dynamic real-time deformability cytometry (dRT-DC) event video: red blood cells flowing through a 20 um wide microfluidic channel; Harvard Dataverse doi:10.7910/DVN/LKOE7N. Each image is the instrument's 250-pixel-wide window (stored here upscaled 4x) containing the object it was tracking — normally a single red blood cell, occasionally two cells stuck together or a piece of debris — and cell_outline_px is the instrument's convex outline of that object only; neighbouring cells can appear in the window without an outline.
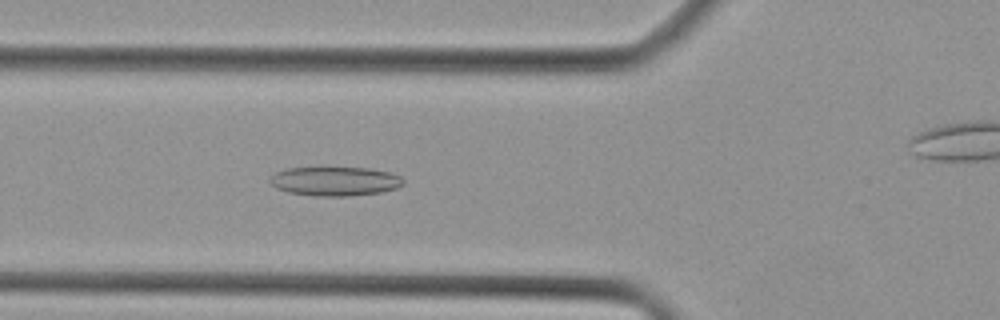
{"species": "Egyptian fruit bat (a non-hibernating species)", "species_latin": "Rousettus aegyptiacus", "temperature_condition": "cold", "stored_images_in_passage": 36, "camera_frame_rate_fps": 3000, "um_per_image_px": 0.085, "animal": {"sex": "female"}, "frame": {"image": 1, "passage_image": 14, "time_ms": 4.333, "image_size_px": [1000, 320], "cell_outline_px": [[404, 184], [396, 188], [380, 192], [348, 196], [316, 196], [288, 192], [276, 188], [268, 180], [276, 172], [288, 168], [320, 164], [368, 168], [392, 172], [400, 176], [404, 180]], "centroid_in_image_um": [28.45, 15.34], "position_along_channel_um": 97.3, "area_um2": 23.7}}
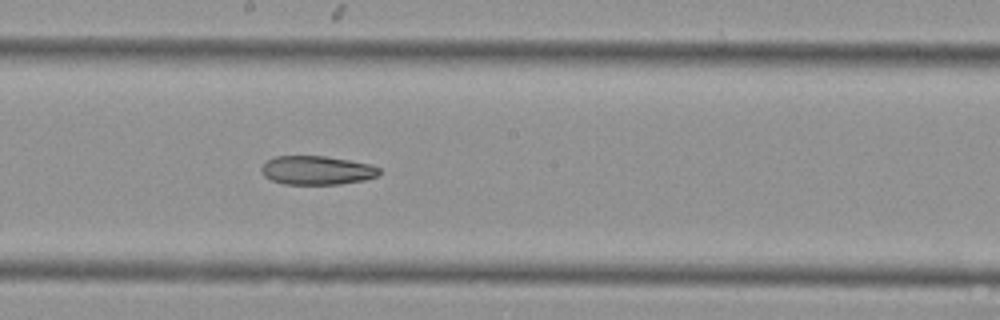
{"frame": {"image": 2, "passage_image": 22, "time_ms": 7.0, "image_size_px": [1000, 320], "cell_outline_px": [[380, 172], [376, 176], [364, 180], [340, 184], [284, 184], [272, 180], [264, 176], [260, 168], [268, 160], [276, 156], [324, 156], [372, 164], [380, 168]], "centroid_in_image_um": [26.94, 14.47], "position_along_channel_um": 221.3, "area_um2": 19.71}}
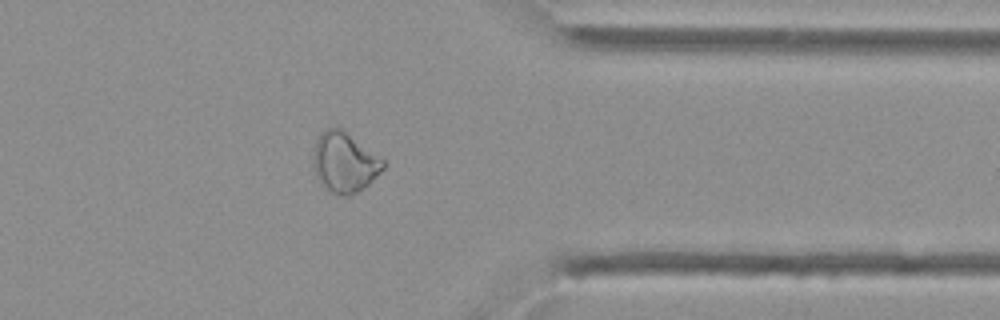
{"frame": {"image": 3, "passage_image": 33, "time_ms": 10.667, "image_size_px": [1000, 320], "cell_outline_px": [[384, 168], [368, 184], [356, 192], [348, 196], [344, 196], [328, 192], [320, 184], [312, 168], [312, 156], [316, 140], [320, 132], [324, 128], [340, 128], [384, 160]], "centroid_in_image_um": [29.21, 13.82], "position_along_channel_um": 382.2, "area_um2": 24.45}}